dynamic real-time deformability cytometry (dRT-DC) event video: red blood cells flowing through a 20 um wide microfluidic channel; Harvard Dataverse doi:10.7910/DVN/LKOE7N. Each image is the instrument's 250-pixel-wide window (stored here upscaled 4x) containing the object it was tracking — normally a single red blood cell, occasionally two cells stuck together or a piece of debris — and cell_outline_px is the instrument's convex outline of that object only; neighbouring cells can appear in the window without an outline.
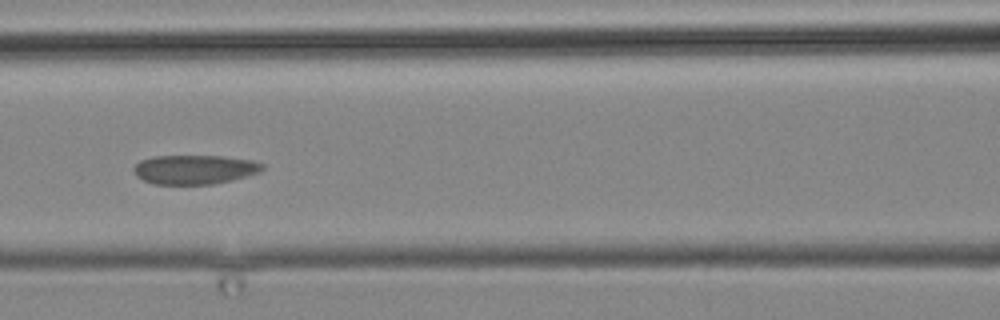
{"species": "common noctule bat (a hibernating species)", "species_latin": "Nyctalus noctula", "temperature_condition": "cold", "stored_images_in_passage": 5, "camera_frame_rate_fps": 3000, "um_per_image_px": 0.085, "animal": {"sex": "male", "body_mass_g": 19.2, "forearm_length_mm": 51.8}, "frame": {"image": 1, "passage_image": 3, "time_ms": 2.333, "image_size_px": [1000, 320], "cell_outline_px": [[264, 168], [260, 172], [232, 180], [212, 184], [152, 184], [136, 176], [132, 168], [140, 160], [152, 156], [224, 156], [252, 160], [264, 164]], "centroid_in_image_um": [16.53, 14.4], "position_along_channel_um": 150.1, "area_um2": 22.02}}
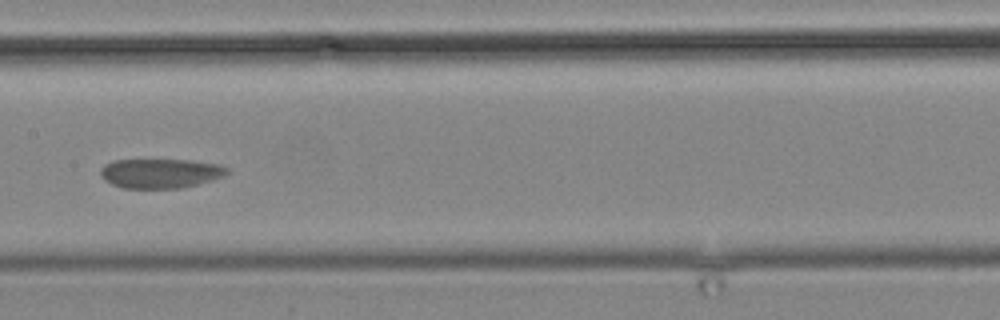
{"frame": {"image": 2, "passage_image": 4, "time_ms": 3.667, "image_size_px": [1000, 320], "cell_outline_px": [[228, 172], [224, 176], [212, 180], [180, 188], [124, 188], [112, 184], [104, 180], [100, 176], [100, 168], [104, 164], [112, 160], [192, 160], [220, 164], [228, 168]], "centroid_in_image_um": [13.62, 14.72], "position_along_channel_um": 193.8, "area_um2": 21.85}}
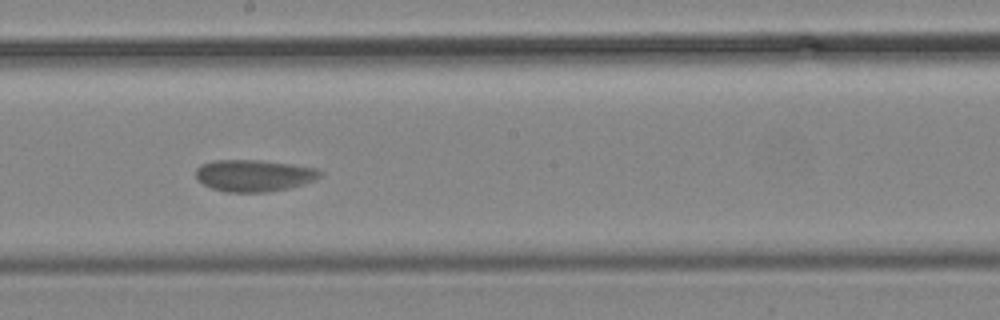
{"frame": {"image": 3, "passage_image": 5, "time_ms": 4.667, "image_size_px": [1000, 320], "cell_outline_px": [[324, 172], [316, 180], [304, 184], [288, 188], [264, 192], [228, 192], [212, 188], [196, 180], [196, 168], [200, 164], [212, 160], [260, 160], [292, 164], [316, 168]], "centroid_in_image_um": [21.58, 14.91], "position_along_channel_um": 226.6, "area_um2": 23.18}}